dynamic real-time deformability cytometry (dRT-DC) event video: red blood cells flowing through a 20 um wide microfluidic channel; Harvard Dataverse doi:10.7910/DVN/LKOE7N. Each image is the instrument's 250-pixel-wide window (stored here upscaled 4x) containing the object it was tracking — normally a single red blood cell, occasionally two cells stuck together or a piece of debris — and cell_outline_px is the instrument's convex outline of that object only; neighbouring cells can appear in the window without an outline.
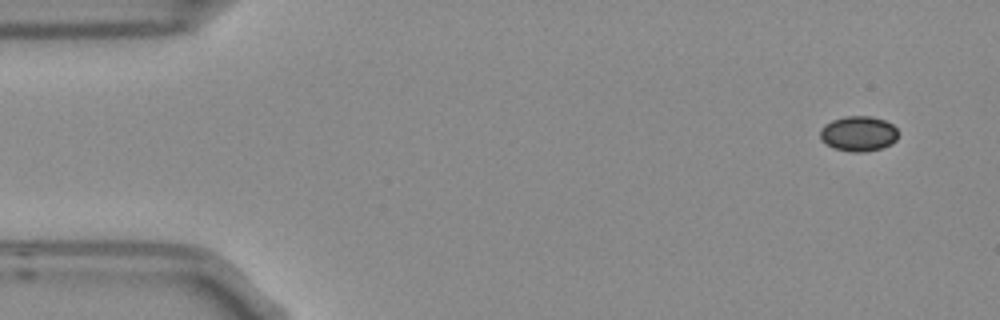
{"species": "Egyptian fruit bat (a non-hibernating species)", "species_latin": "Rousettus aegyptiacus", "temperature_condition": "room temperature", "stored_images_in_passage": 4, "camera_frame_rate_fps": 3000, "um_per_image_px": 0.085, "frame": {"image": 1, "passage_image": 1, "time_ms": 0.0, "image_size_px": [1000, 320], "cell_outline_px": [[896, 140], [892, 144], [884, 148], [864, 152], [852, 152], [832, 148], [824, 144], [820, 140], [820, 128], [824, 124], [832, 120], [844, 116], [872, 116], [884, 120], [892, 124], [896, 128]], "centroid_in_image_um": [72.93, 11.37], "position_along_channel_um": 12.1, "area_um2": 16.3}}